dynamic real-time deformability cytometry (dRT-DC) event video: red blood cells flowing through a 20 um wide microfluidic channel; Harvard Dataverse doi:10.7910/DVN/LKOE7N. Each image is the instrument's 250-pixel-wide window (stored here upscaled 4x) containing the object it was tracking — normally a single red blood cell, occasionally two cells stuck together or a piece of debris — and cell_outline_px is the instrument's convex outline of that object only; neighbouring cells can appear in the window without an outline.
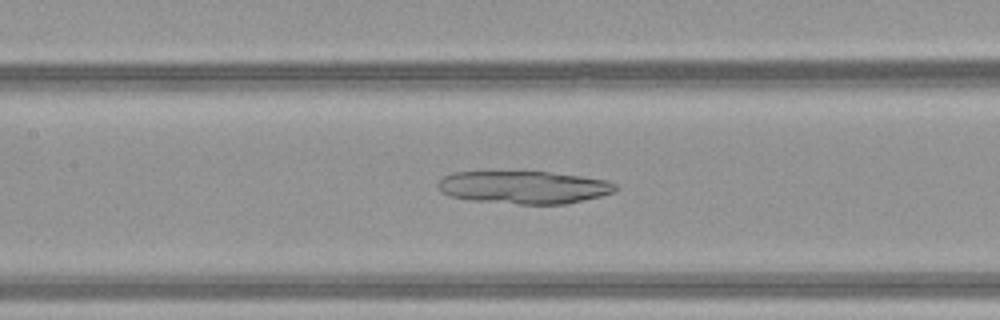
{"species": "common noctule bat (a hibernating species)", "species_latin": "Nyctalus noctula", "temperature_condition": "warm", "stored_images_in_passage": 51, "camera_frame_rate_fps": 3000, "um_per_image_px": 0.085, "animal": {"sex": "female", "body_mass_g": 21.9}, "frame": {"image": 1, "passage_image": 25, "time_ms": 8.0, "image_size_px": [1000, 320], "cell_outline_px": [[620, 188], [612, 192], [600, 196], [564, 204], [520, 204], [472, 200], [448, 196], [440, 192], [436, 184], [444, 176], [452, 172], [548, 172], [584, 176], [608, 180], [616, 184]], "centroid_in_image_um": [44.53, 15.91], "position_along_channel_um": 162.9, "area_um2": 33.93}}
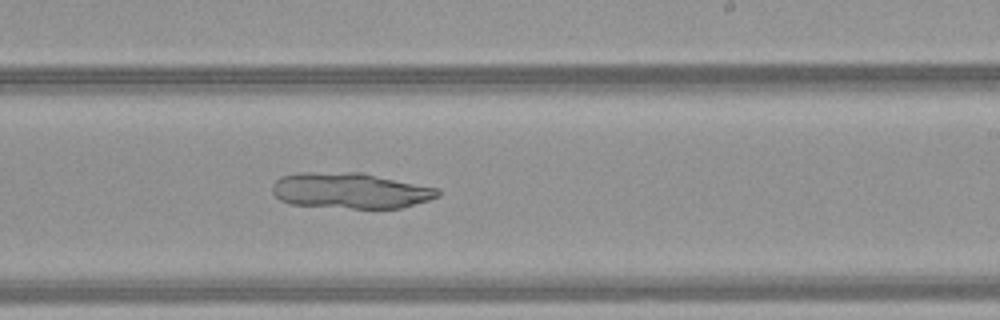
{"frame": {"image": 2, "passage_image": 32, "time_ms": 10.333, "image_size_px": [1000, 320], "cell_outline_px": [[440, 196], [428, 200], [400, 208], [352, 208], [288, 204], [280, 200], [272, 192], [272, 184], [280, 176], [300, 172], [360, 172], [440, 188]], "centroid_in_image_um": [29.76, 16.19], "position_along_channel_um": 259.2, "area_um2": 34.68}}
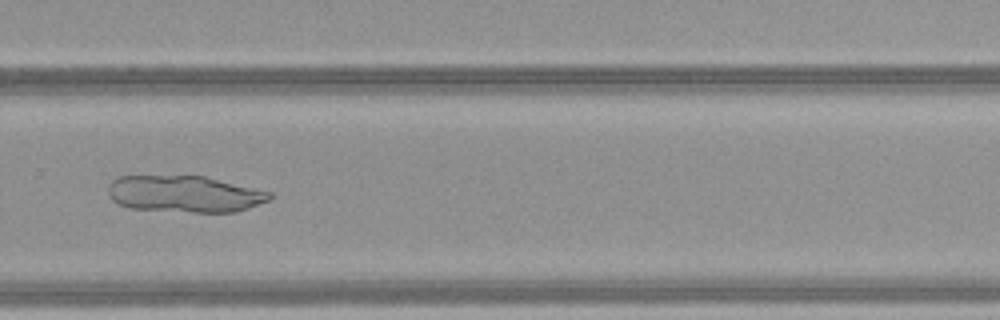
{"frame": {"image": 3, "passage_image": 36, "time_ms": 11.667, "image_size_px": [1000, 320], "cell_outline_px": [[272, 196], [268, 200], [248, 208], [236, 212], [192, 212], [128, 208], [112, 200], [108, 192], [108, 184], [116, 176], [204, 176], [272, 192]], "centroid_in_image_um": [15.67, 16.48], "position_along_channel_um": 314.1, "area_um2": 34.45}}